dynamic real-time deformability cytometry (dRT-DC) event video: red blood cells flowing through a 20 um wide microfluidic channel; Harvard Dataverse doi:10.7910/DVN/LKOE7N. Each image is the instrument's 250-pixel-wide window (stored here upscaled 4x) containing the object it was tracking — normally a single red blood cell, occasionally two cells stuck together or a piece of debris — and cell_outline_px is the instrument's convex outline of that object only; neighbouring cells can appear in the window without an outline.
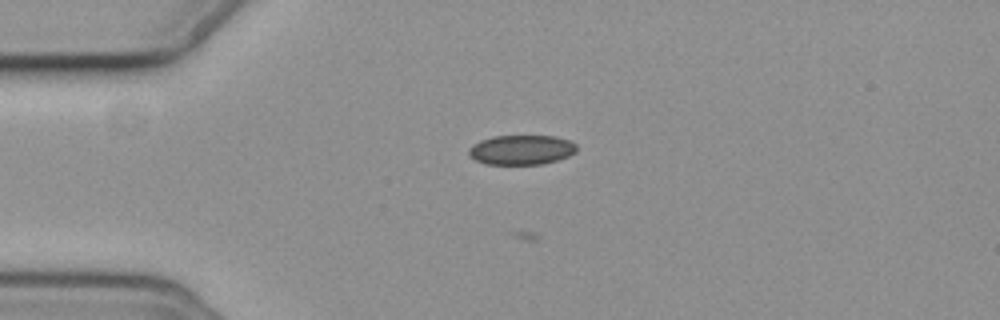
{"species": "common noctule bat (a hibernating species)", "species_latin": "Nyctalus noctula", "temperature_condition": "cold", "stored_images_in_passage": 55, "camera_frame_rate_fps": 3000, "um_per_image_px": 0.085, "animal": {"sex": "female", "body_mass_g": 19.3, "forearm_length_mm": 54.1}, "frame": {"image": 1, "passage_image": 12, "time_ms": 3.667, "image_size_px": [1000, 320], "cell_outline_px": [[576, 152], [568, 156], [544, 164], [484, 164], [468, 156], [468, 148], [472, 144], [480, 140], [492, 136], [556, 136], [568, 140], [576, 144]], "centroid_in_image_um": [44.28, 12.73], "position_along_channel_um": 40.7, "area_um2": 18.79}}
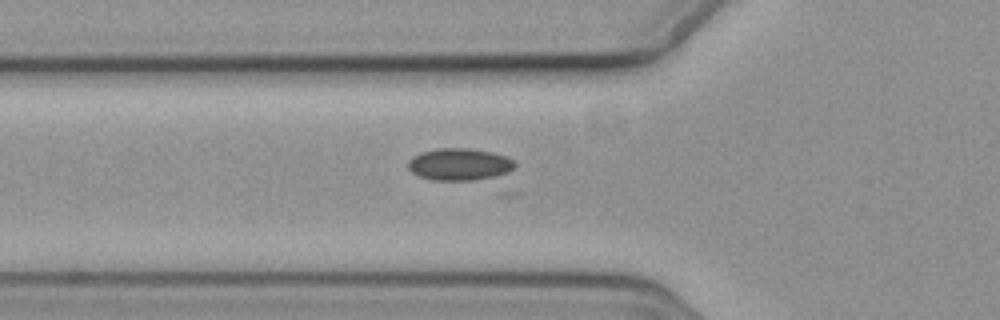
{"frame": {"image": 2, "passage_image": 18, "time_ms": 5.667, "image_size_px": [1000, 320], "cell_outline_px": [[516, 164], [508, 172], [492, 176], [472, 180], [432, 180], [416, 176], [408, 168], [408, 160], [412, 156], [420, 152], [436, 148], [468, 148], [492, 152], [504, 156], [512, 160]], "centroid_in_image_um": [38.97, 13.96], "position_along_channel_um": 86.8, "area_um2": 19.88}}
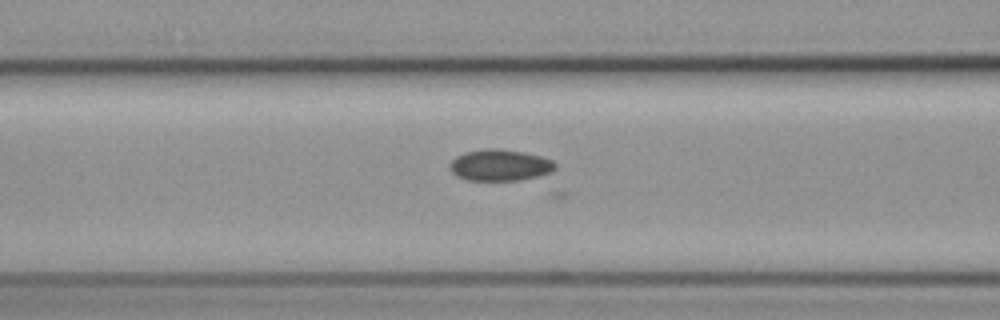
{"frame": {"image": 3, "passage_image": 21, "time_ms": 6.667, "image_size_px": [1000, 320], "cell_outline_px": [[556, 168], [552, 172], [520, 180], [468, 180], [456, 176], [448, 168], [448, 164], [456, 156], [464, 152], [484, 148], [500, 148], [524, 152], [540, 156], [552, 160], [556, 164]], "centroid_in_image_um": [42.46, 14.02], "position_along_channel_um": 124.1, "area_um2": 19.48}}